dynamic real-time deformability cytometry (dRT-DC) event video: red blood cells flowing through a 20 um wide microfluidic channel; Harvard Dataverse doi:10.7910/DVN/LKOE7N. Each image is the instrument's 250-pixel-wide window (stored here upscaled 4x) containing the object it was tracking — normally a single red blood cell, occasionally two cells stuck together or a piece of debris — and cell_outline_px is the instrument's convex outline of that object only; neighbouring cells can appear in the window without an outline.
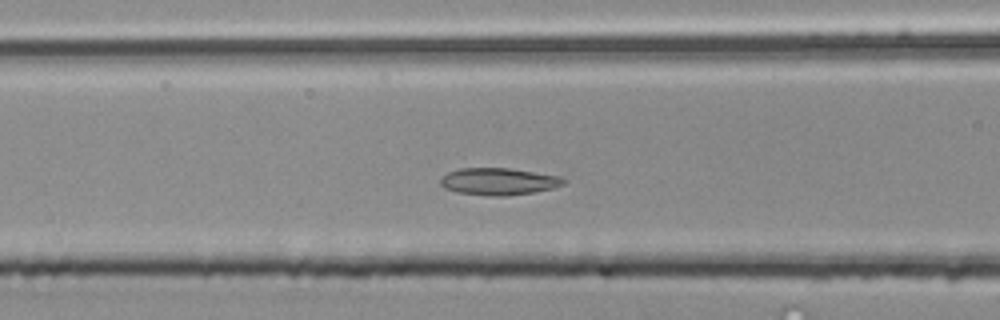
{"species": "common noctule bat (a hibernating species)", "species_latin": "Nyctalus noctula", "temperature_condition": "room temperature", "stored_images_in_passage": 7, "segment_of_instrument_passage": [2, 2], "camera_frame_rate_fps": 3000, "um_per_image_px": 0.085, "animal": {"sex": "male", "body_mass_g": 20.4}, "frame": {"image": 1, "passage_image": 7, "time_ms": 2.0, "image_size_px": [1000, 320], "cell_outline_px": [[568, 180], [564, 184], [552, 188], [532, 192], [504, 196], [496, 196], [456, 192], [444, 188], [440, 184], [440, 176], [448, 172], [460, 168], [508, 168], [560, 176]], "centroid_in_image_um": [42.36, 15.42], "position_along_channel_um": 124.2, "area_um2": 19.36}}